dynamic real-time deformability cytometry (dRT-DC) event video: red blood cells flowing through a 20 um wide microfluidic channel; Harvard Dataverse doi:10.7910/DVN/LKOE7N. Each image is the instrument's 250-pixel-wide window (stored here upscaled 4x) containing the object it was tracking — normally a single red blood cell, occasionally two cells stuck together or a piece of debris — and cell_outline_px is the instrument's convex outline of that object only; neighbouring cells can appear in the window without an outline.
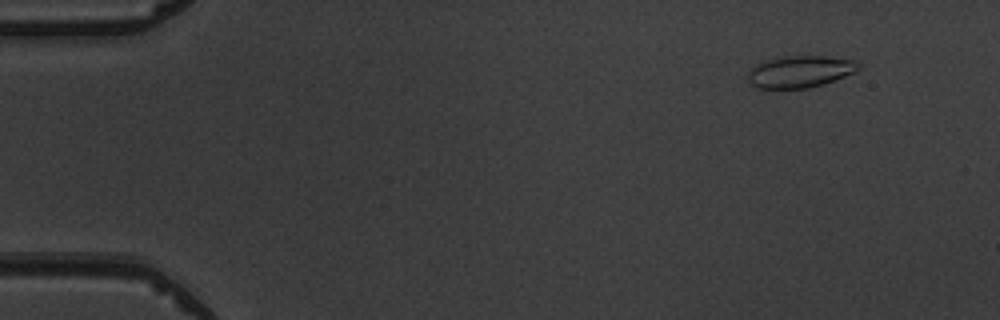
{"species": "common noctule bat (a hibernating species)", "species_latin": "Nyctalus noctula", "temperature_condition": "warm", "stored_images_in_passage": 5, "camera_frame_rate_fps": 3000, "um_per_image_px": 0.085, "animal": {"sex": "male", "body_mass_g": 19.5, "forearm_length_mm": 54.6}, "frame": {"image": 1, "passage_image": 2, "time_ms": 1.0, "image_size_px": [1000, 320], "cell_outline_px": [[860, 68], [856, 72], [824, 84], [808, 88], [756, 88], [748, 80], [748, 72], [756, 64], [764, 60], [780, 56], [824, 56], [852, 60], [860, 64]], "centroid_in_image_um": [67.99, 6.08], "position_along_channel_um": 17.0, "area_um2": 20.58}}
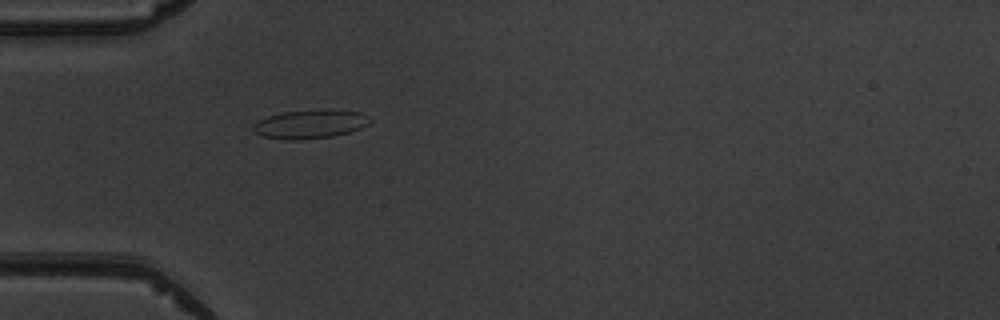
{"frame": {"image": 2, "passage_image": 5, "time_ms": 4.667, "image_size_px": [1000, 320], "cell_outline_px": [[372, 120], [368, 124], [360, 128], [348, 132], [332, 136], [300, 140], [288, 140], [264, 136], [256, 132], [252, 128], [252, 124], [268, 116], [284, 112], [360, 112]], "centroid_in_image_um": [26.31, 10.6], "position_along_channel_um": 58.7, "area_um2": 18.44}}